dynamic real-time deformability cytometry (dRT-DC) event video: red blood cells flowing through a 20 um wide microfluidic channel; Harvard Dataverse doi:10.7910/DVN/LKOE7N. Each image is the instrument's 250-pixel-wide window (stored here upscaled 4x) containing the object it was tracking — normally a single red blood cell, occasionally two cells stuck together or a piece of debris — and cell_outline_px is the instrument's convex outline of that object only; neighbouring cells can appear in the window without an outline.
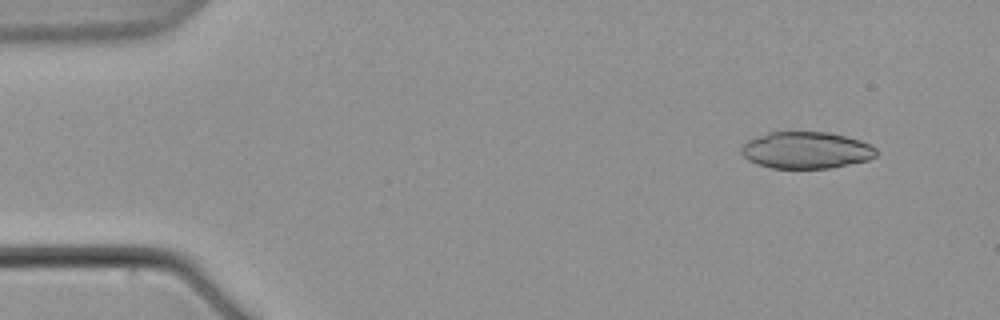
{"species": "common noctule bat (a hibernating species)", "species_latin": "Nyctalus noctula", "temperature_condition": "warm", "stored_images_in_passage": 6, "camera_frame_rate_fps": 3000, "um_per_image_px": 0.085, "animal": {"sex": "male", "body_mass_g": 21.5, "forearm_length_mm": 52.0}, "frame": {"image": 1, "passage_image": 2, "time_ms": 1.333, "image_size_px": [1000, 320], "cell_outline_px": [[880, 152], [876, 156], [868, 160], [832, 168], [772, 168], [756, 164], [748, 160], [740, 152], [740, 148], [748, 140], [768, 132], [828, 132], [860, 140], [876, 148]], "centroid_in_image_um": [68.53, 12.77], "position_along_channel_um": 16.5, "area_um2": 29.02}}